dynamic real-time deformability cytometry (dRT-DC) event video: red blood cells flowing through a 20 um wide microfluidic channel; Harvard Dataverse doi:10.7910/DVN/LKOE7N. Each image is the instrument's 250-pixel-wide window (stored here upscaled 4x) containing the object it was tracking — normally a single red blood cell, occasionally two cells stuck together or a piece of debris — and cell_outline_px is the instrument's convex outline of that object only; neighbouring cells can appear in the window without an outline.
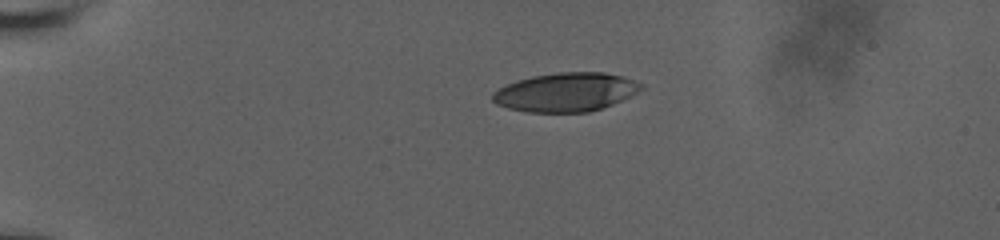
{"species": "human", "species_latin": "Homo sapiens", "temperature_condition": "room temperature", "stored_images_in_passage": 44, "camera_frame_rate_fps": 3000, "um_per_image_px": 0.085, "donor": {"sex": "male"}, "frame": {"image": 1, "passage_image": 1, "time_ms": 0.0, "image_size_px": [1000, 240], "cell_outline_px": [[644, 88], [612, 104], [588, 112], [528, 112], [508, 108], [496, 104], [492, 100], [492, 92], [516, 80], [532, 76], [560, 72], [604, 72], [624, 76], [644, 84]], "centroid_in_image_um": [48.09, 7.82], "position_along_channel_um": 36.9, "area_um2": 33.47}}
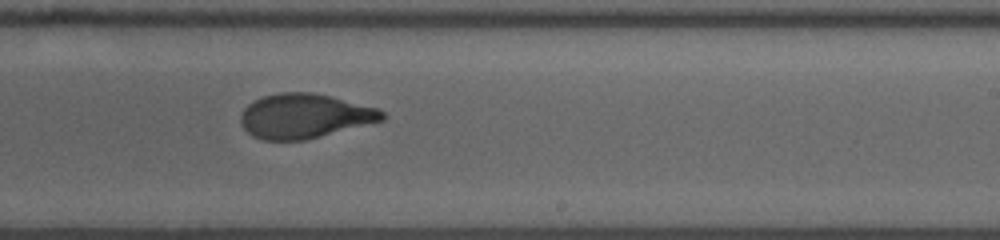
{"frame": {"image": 2, "passage_image": 24, "time_ms": 7.667, "image_size_px": [1000, 240], "cell_outline_px": [[388, 116], [384, 120], [304, 140], [264, 140], [252, 136], [244, 128], [240, 120], [240, 116], [244, 108], [248, 104], [264, 96], [280, 92], [312, 92], [332, 96], [380, 108]], "centroid_in_image_um": [25.92, 9.85], "position_along_channel_um": 263.1, "area_um2": 36.76}}
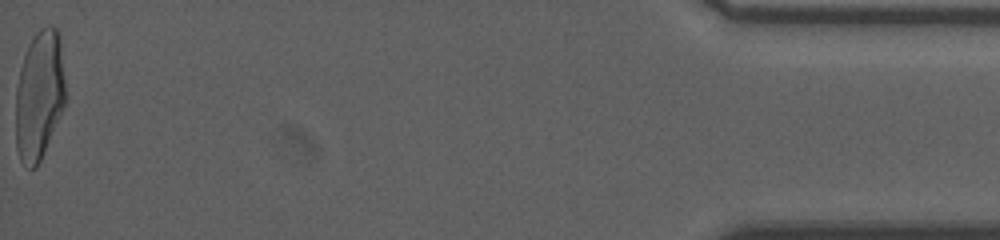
{"frame": {"image": 3, "passage_image": 44, "time_ms": 14.333, "image_size_px": [1000, 240], "cell_outline_px": [[64, 104], [44, 152], [36, 168], [28, 168], [20, 160], [16, 148], [16, 88], [20, 68], [24, 56], [36, 32], [40, 28], [56, 28], [60, 32], [64, 80]], "centroid_in_image_um": [3.32, 8.11], "position_along_channel_um": 431.9, "area_um2": 36.93}, "authors_computed_cell_mechanics": {"area_um2": 37.0209, "velocity_mm_per_s": 3.8416, "shape_relaxation_time_tau1_ms": 6.0204, "shape_relaxation_time_tau2_ms": 1.5932, "deformation_change_tau1": 0.227, "deformation_change_tau2": 0.0774}}